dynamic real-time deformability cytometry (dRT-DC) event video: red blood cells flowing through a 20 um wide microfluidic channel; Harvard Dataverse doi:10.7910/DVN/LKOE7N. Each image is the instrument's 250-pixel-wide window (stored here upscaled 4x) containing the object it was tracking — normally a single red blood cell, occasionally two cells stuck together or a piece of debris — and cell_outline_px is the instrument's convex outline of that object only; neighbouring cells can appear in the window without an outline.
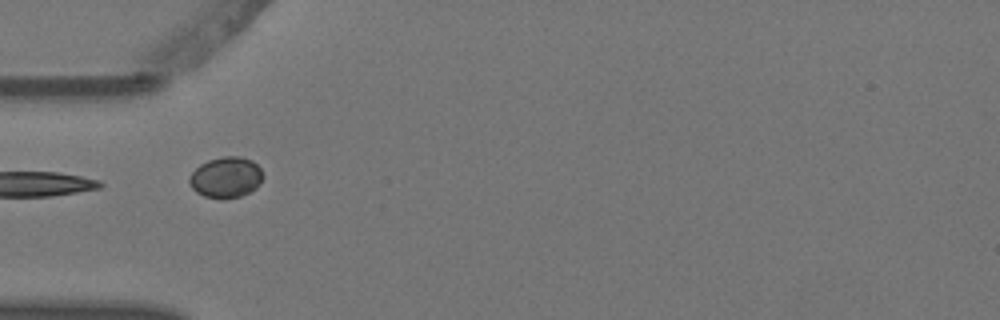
{"species": "Egyptian fruit bat (a non-hibernating species)", "species_latin": "Rousettus aegyptiacus", "temperature_condition": "warm", "stored_images_in_passage": 6, "segment_of_instrument_passage": [2, 2], "camera_frame_rate_fps": 3000, "um_per_image_px": 0.085, "animal": {"sex": "female"}, "frame": {"image": 1, "passage_image": 5, "time_ms": 1.333, "image_size_px": [1000, 320], "cell_outline_px": [[264, 176], [260, 184], [256, 188], [240, 196], [220, 200], [204, 196], [196, 192], [192, 188], [188, 180], [188, 176], [200, 164], [208, 160], [224, 156], [240, 156], [252, 160], [260, 168]], "centroid_in_image_um": [19.2, 15.08], "position_along_channel_um": 65.8, "area_um2": 17.74}}
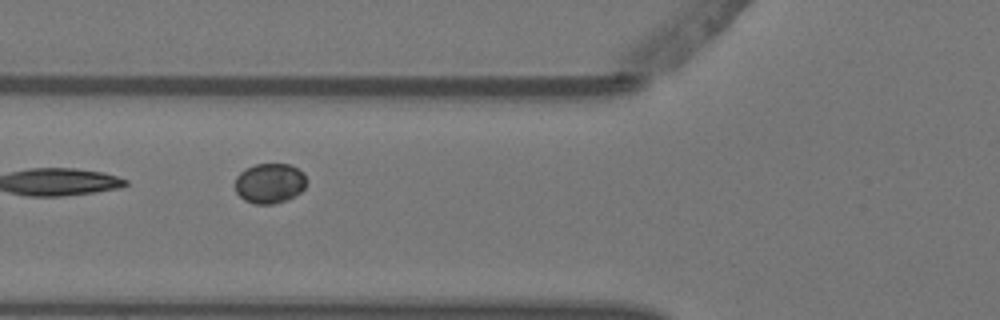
{"frame": {"image": 2, "passage_image": 6, "time_ms": 1.667, "image_size_px": [1000, 320], "cell_outline_px": [[308, 180], [304, 188], [300, 192], [288, 200], [272, 204], [256, 204], [244, 200], [236, 192], [236, 176], [244, 168], [256, 164], [288, 164], [304, 172]], "centroid_in_image_um": [22.94, 15.57], "position_along_channel_um": 102.9, "area_um2": 16.82}}